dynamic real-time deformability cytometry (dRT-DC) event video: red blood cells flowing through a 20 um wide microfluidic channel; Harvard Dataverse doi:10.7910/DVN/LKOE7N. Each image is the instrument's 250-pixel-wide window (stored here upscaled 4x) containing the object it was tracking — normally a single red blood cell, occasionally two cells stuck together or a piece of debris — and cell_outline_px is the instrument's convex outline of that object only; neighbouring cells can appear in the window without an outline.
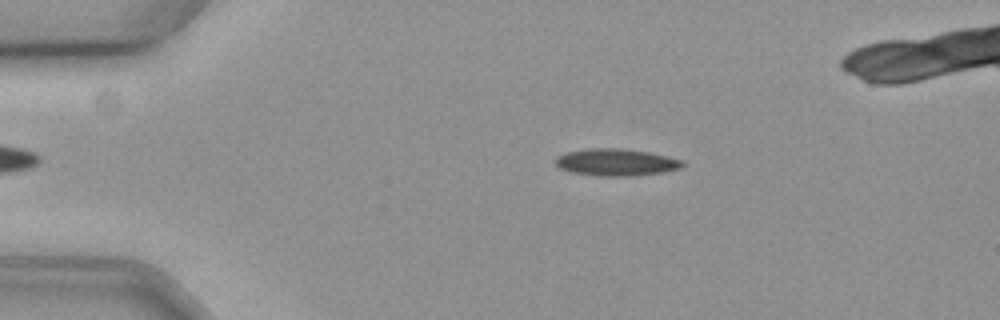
{"species": "common noctule bat (a hibernating species)", "species_latin": "Nyctalus noctula", "temperature_condition": "cold", "stored_images_in_passage": 45, "camera_frame_rate_fps": 3000, "um_per_image_px": 0.085, "animal": {"sex": "female", "body_mass_g": 19.3, "forearm_length_mm": 54.1}, "frame": {"image": 1, "passage_image": 2, "time_ms": 0.333, "image_size_px": [1000, 320], "cell_outline_px": [[684, 164], [680, 168], [664, 172], [632, 176], [600, 176], [568, 172], [560, 168], [556, 164], [556, 156], [568, 152], [588, 148], [620, 148], [648, 152], [668, 156], [680, 160]], "centroid_in_image_um": [52.34, 13.8], "position_along_channel_um": 32.7, "area_um2": 20.0}}
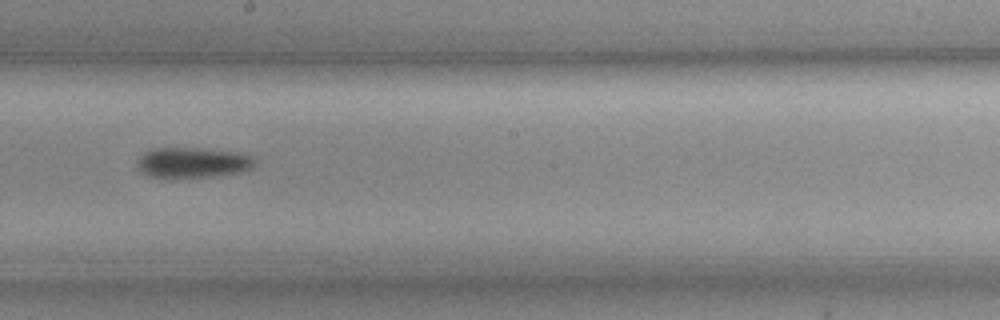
{"frame": {"image": 2, "passage_image": 23, "time_ms": 7.333, "image_size_px": [1000, 320], "cell_outline_px": [[256, 164], [240, 172], [212, 176], [168, 180], [152, 176], [144, 172], [140, 168], [140, 156], [144, 152], [152, 148], [196, 148], [236, 152], [252, 156], [256, 160]], "centroid_in_image_um": [16.38, 13.84], "position_along_channel_um": 231.8, "area_um2": 20.87}}
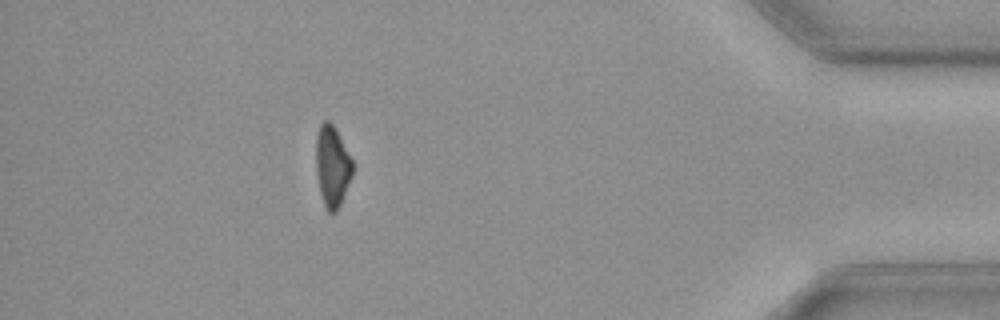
{"frame": {"image": 3, "passage_image": 42, "time_ms": 13.667, "image_size_px": [1000, 320], "cell_outline_px": [[356, 164], [352, 176], [340, 204], [336, 212], [328, 212], [324, 204], [320, 192], [316, 172], [316, 136], [320, 124], [324, 120], [328, 120], [336, 128]], "centroid_in_image_um": [28.27, 14.08], "position_along_channel_um": 406.9, "area_um2": 17.63}}